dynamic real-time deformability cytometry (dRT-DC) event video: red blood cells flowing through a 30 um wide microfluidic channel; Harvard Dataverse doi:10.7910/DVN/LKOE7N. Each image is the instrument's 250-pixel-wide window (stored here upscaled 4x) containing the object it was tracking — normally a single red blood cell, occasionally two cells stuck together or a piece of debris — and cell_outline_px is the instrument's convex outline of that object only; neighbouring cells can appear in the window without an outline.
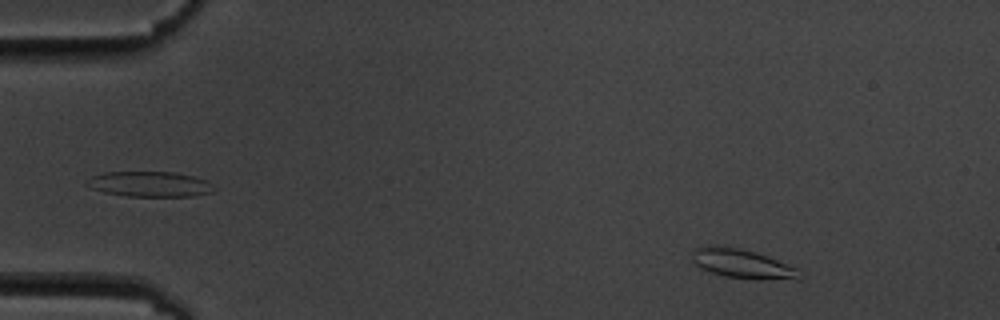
{"species": "common noctule bat (a hibernating species)", "species_latin": "Nyctalus noctula", "temperature_condition": "cold", "stored_images_in_passage": 3, "camera_frame_rate_fps": 3000, "um_per_image_px": 0.085, "animal": {"sex": "male", "body_mass_g": 19.5, "forearm_length_mm": 54.6}, "frame": {"image": 1, "passage_image": 1, "time_ms": 0.0, "image_size_px": [1000, 320], "cell_outline_px": [[800, 280], [796, 280], [724, 276], [700, 268], [692, 260], [692, 248], [708, 244], [712, 244], [740, 248], [756, 252], [796, 268]], "centroid_in_image_um": [62.99, 22.37], "position_along_channel_um": 22.0, "area_um2": 17.92}}